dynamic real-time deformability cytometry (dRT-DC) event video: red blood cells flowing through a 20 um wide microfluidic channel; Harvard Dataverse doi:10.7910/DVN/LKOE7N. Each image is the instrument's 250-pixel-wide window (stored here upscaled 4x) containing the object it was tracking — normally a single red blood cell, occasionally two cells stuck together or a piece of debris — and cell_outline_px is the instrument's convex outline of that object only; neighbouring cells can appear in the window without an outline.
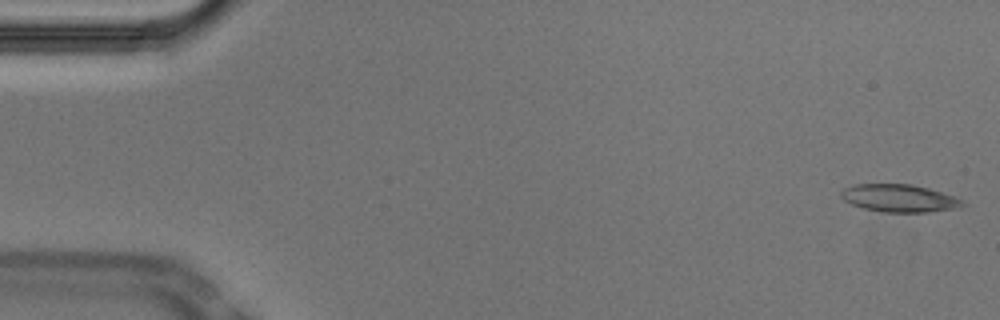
{"species": "Egyptian fruit bat (a non-hibernating species)", "species_latin": "Rousettus aegyptiacus", "temperature_condition": "cold", "stored_images_in_passage": 16, "camera_frame_rate_fps": 3000, "um_per_image_px": 0.085, "animal": {"sex": "male"}, "frame": {"image": 1, "passage_image": 1, "time_ms": 0.0, "image_size_px": [1000, 320], "cell_outline_px": [[968, 204], [956, 208], [928, 212], [884, 212], [864, 208], [852, 204], [844, 200], [840, 196], [840, 192], [844, 188], [856, 184], [912, 184], [928, 188], [964, 200]], "centroid_in_image_um": [76.44, 16.84], "position_along_channel_um": 8.6, "area_um2": 19.48}}